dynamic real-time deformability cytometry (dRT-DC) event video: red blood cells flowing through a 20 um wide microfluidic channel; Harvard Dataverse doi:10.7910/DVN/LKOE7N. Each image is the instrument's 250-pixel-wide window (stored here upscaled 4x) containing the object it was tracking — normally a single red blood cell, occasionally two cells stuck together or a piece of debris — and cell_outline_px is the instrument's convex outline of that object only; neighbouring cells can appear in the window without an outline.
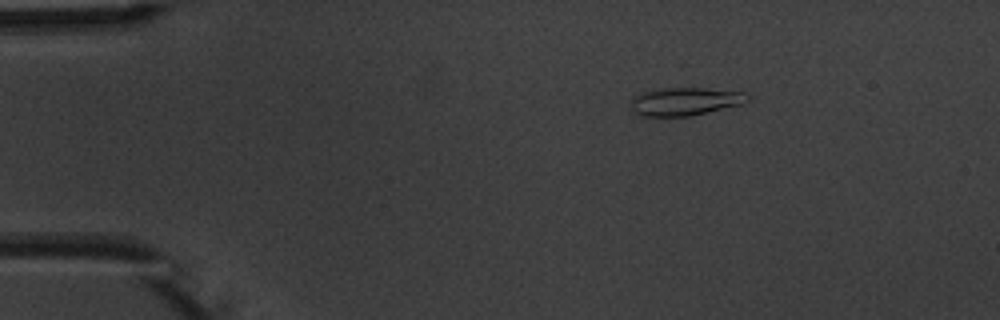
{"species": "common noctule bat (a hibernating species)", "species_latin": "Nyctalus noctula", "temperature_condition": "warm", "stored_images_in_passage": 4, "camera_frame_rate_fps": 3000, "um_per_image_px": 0.085, "animal": {"sex": "male", "body_mass_g": 20.1, "forearm_length_mm": 53.5}, "frame": {"image": 1, "passage_image": 1, "time_ms": 0.0, "image_size_px": [1000, 320], "cell_outline_px": [[752, 96], [744, 104], [688, 116], [644, 116], [636, 112], [632, 108], [632, 96], [644, 92], [664, 88], [704, 88], [744, 92]], "centroid_in_image_um": [58.29, 8.61], "position_along_channel_um": 26.7, "area_um2": 18.9}}